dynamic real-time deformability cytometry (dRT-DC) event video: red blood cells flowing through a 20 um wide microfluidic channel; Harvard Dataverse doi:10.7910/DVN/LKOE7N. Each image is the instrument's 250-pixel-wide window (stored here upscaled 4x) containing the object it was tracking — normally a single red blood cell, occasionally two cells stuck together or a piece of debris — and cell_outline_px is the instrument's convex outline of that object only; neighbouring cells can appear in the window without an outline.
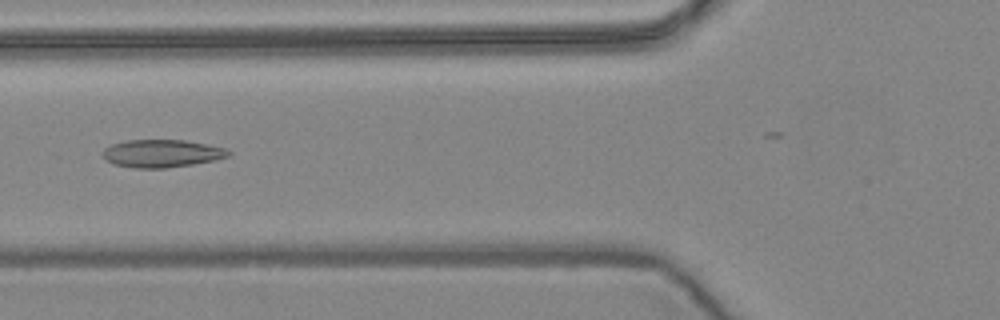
{"species": "common noctule bat (a hibernating species)", "species_latin": "Nyctalus noctula", "temperature_condition": "warm", "stored_images_in_passage": 6, "camera_frame_rate_fps": 3000, "um_per_image_px": 0.085, "animal": {"sex": "female", "body_mass_g": 24.6, "forearm_length_mm": 56.2}, "frame": {"image": 1, "passage_image": 6, "time_ms": 1.667, "image_size_px": [1000, 320], "cell_outline_px": [[232, 152], [228, 156], [216, 160], [192, 164], [164, 168], [136, 168], [112, 164], [104, 156], [104, 148], [112, 144], [128, 140], [184, 140], [208, 144], [224, 148]], "centroid_in_image_um": [13.78, 13.04], "position_along_channel_um": 112.0, "area_um2": 20.17}}